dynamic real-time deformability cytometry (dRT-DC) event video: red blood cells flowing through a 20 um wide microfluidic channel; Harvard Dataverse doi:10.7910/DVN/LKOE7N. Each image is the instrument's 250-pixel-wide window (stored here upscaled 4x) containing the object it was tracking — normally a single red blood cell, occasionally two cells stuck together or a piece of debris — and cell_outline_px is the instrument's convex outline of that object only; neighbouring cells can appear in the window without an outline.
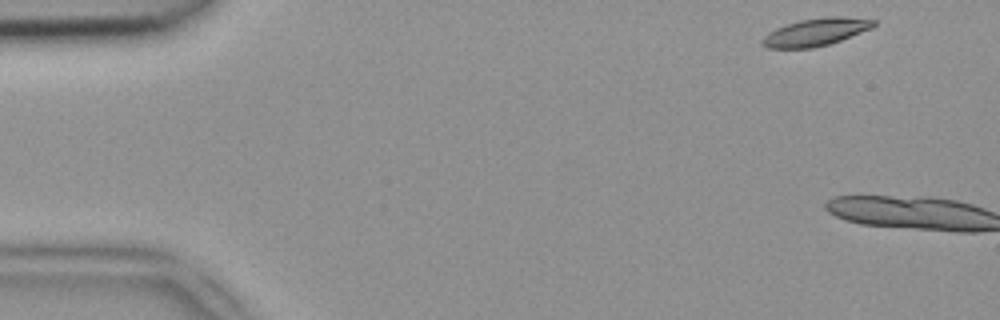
{"species": "common noctule bat (a hibernating species)", "species_latin": "Nyctalus noctula", "temperature_condition": "room temperature", "stored_images_in_passage": 4, "camera_frame_rate_fps": 3000, "um_per_image_px": 0.085, "animal": {"sex": "female", "body_mass_g": 18.4}, "frame": {"image": 1, "passage_image": 2, "time_ms": 0.333, "image_size_px": [1000, 320], "cell_outline_px": [[876, 24], [872, 28], [840, 40], [828, 44], [812, 48], [768, 48], [760, 44], [760, 40], [768, 32], [776, 28], [800, 20], [828, 16], [840, 16], [876, 20]], "centroid_in_image_um": [69.31, 2.73], "position_along_channel_um": 15.7, "area_um2": 17.8}}